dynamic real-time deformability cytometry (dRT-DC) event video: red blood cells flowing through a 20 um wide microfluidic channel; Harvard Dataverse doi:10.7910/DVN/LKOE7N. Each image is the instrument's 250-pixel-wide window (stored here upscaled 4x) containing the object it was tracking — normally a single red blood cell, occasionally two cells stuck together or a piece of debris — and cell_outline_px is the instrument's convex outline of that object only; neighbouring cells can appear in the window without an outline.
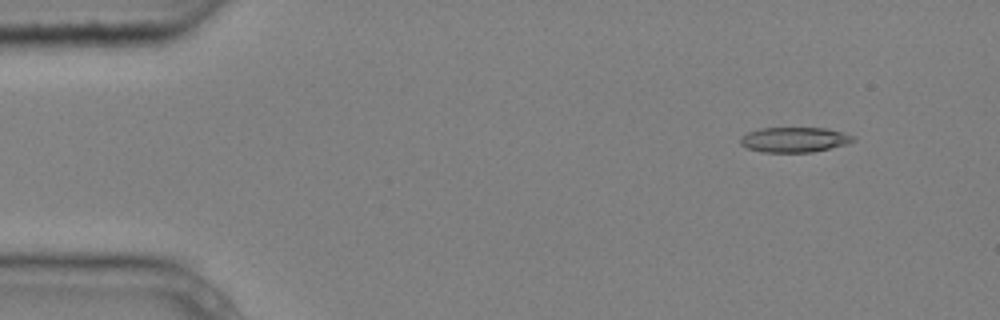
{"species": "common noctule bat (a hibernating species)", "species_latin": "Nyctalus noctula", "temperature_condition": "cold", "stored_images_in_passage": 5, "camera_frame_rate_fps": 3000, "um_per_image_px": 0.085, "animal": {"sex": "male", "body_mass_g": 20.4}, "frame": {"image": 1, "passage_image": 2, "time_ms": 0.333, "image_size_px": [1000, 320], "cell_outline_px": [[856, 140], [848, 144], [812, 152], [764, 152], [748, 148], [740, 144], [740, 140], [748, 132], [760, 128], [824, 128], [856, 136]], "centroid_in_image_um": [67.56, 11.87], "position_along_channel_um": 17.4, "area_um2": 16.36}}
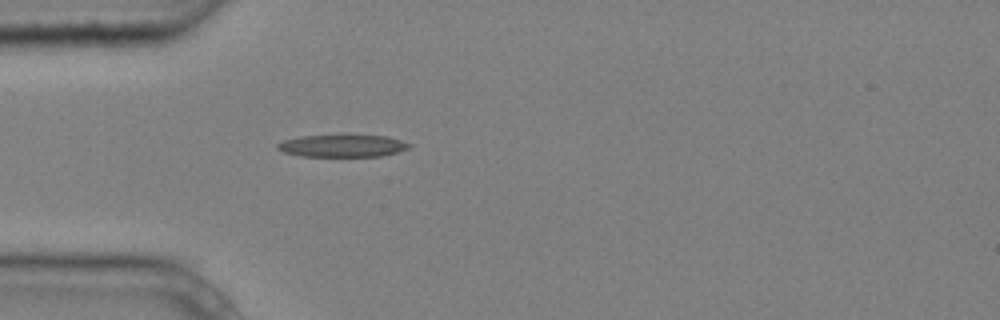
{"frame": {"image": 2, "passage_image": 5, "time_ms": 1.333, "image_size_px": [1000, 320], "cell_outline_px": [[412, 144], [408, 148], [396, 152], [380, 156], [300, 156], [284, 152], [276, 148], [276, 144], [284, 140], [300, 136], [344, 132], [348, 132], [388, 136]], "centroid_in_image_um": [29.09, 12.33], "position_along_channel_um": 55.9, "area_um2": 18.09}}